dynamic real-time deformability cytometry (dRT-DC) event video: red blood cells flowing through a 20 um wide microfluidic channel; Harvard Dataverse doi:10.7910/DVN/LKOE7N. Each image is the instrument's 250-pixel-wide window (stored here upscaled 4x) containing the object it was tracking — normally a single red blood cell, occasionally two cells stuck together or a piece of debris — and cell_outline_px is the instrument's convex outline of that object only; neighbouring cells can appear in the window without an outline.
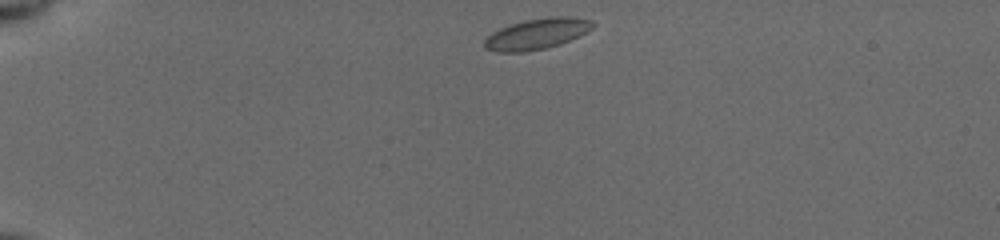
{"species": "common noctule bat (a hibernating species)", "species_latin": "Nyctalus noctula", "temperature_condition": "cold", "stored_images_in_passage": 42, "camera_frame_rate_fps": 3000, "um_per_image_px": 0.085, "animal": {"sex": "female", "body_mass_g": 19.5, "forearm_length_mm": 54.1}, "frame": {"image": 1, "passage_image": 1, "time_ms": 0.0, "image_size_px": [1000, 240], "cell_outline_px": [[596, 24], [592, 28], [560, 44], [544, 48], [524, 52], [496, 52], [484, 48], [484, 40], [492, 32], [500, 28], [524, 20], [548, 16], [568, 16], [592, 20]], "centroid_in_image_um": [45.61, 2.87], "position_along_channel_um": 39.4, "area_um2": 19.31}}
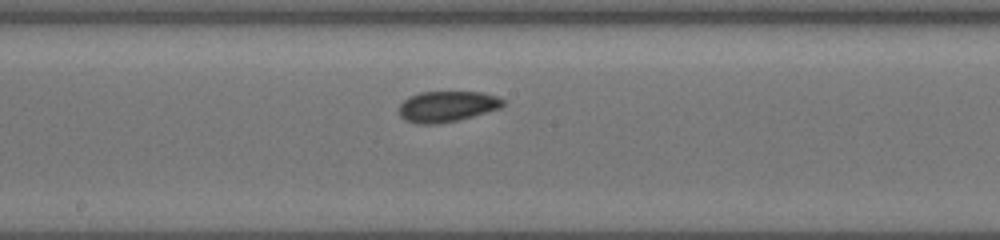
{"frame": {"image": 2, "passage_image": 19, "time_ms": 6.0, "image_size_px": [1000, 240], "cell_outline_px": [[504, 104], [500, 108], [472, 116], [456, 120], [436, 124], [416, 124], [404, 120], [400, 116], [400, 104], [408, 96], [420, 92], [484, 92], [496, 96], [504, 100]], "centroid_in_image_um": [37.97, 9.04], "position_along_channel_um": 210.2, "area_um2": 18.61}}
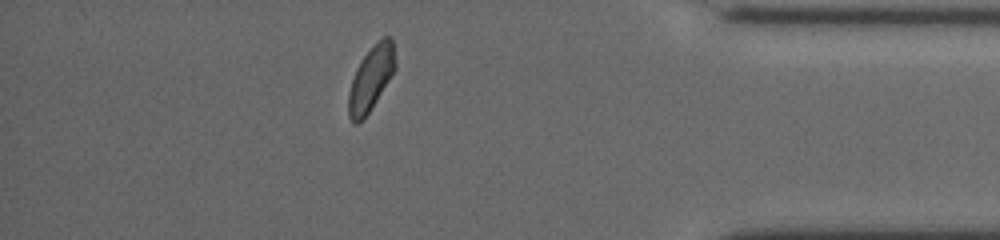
{"frame": {"image": 3, "passage_image": 36, "time_ms": 11.667, "image_size_px": [1000, 240], "cell_outline_px": [[396, 68], [376, 100], [368, 112], [356, 124], [352, 124], [348, 116], [348, 92], [356, 68], [360, 60], [384, 36], [392, 36], [396, 64]], "centroid_in_image_um": [31.52, 6.67], "position_along_channel_um": 403.7, "area_um2": 17.22}, "authors_computed_cell_mechanics": {"area_um2": 18.0047, "velocity_mm_per_s": 3.8766, "shape_relaxation_time_tau1_ms": 7.3414, "shape_relaxation_time_tau2_ms": 1.7642, "deformation_change_tau1": 0.0748, "deformation_change_tau2": 0.0472}}